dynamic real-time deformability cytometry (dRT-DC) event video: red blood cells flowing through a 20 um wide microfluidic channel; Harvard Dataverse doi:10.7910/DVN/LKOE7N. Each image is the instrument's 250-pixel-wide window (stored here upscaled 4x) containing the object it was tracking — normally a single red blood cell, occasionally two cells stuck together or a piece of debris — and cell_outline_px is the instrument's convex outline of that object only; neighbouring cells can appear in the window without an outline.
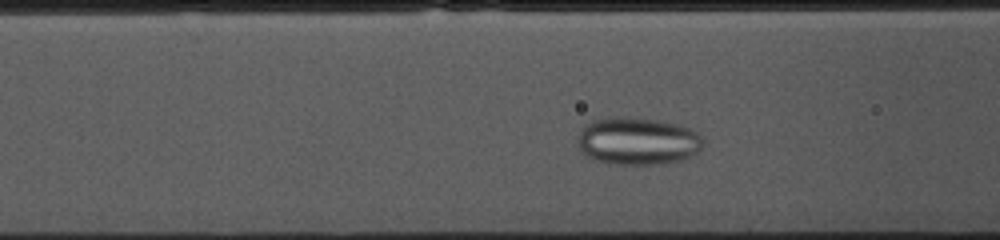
{"species": "common noctule bat (a hibernating species)", "species_latin": "Nyctalus noctula", "temperature_condition": "cold", "stored_images_in_passage": 31, "camera_frame_rate_fps": 3000, "um_per_image_px": 0.085, "animal": {"sex": "female", "body_mass_g": 10.0, "forearm_length_mm": 53.1}, "frame": {"image": 1, "passage_image": 7, "time_ms": 2.0, "image_size_px": [1000, 240], "cell_outline_px": [[688, 132], [680, 152], [676, 156], [660, 160], [612, 160], [596, 156], [588, 152], [584, 148], [584, 132], [588, 128], [596, 124], [612, 120], [628, 120], [660, 124], [676, 128]], "centroid_in_image_um": [53.86, 11.95], "position_along_channel_um": 112.7, "area_um2": 24.85}}
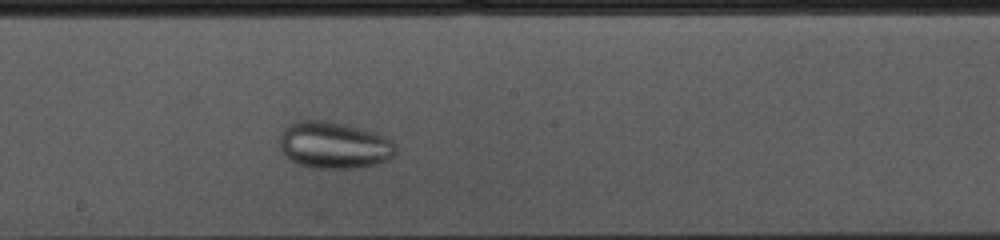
{"frame": {"image": 2, "passage_image": 16, "time_ms": 5.0, "image_size_px": [1000, 240], "cell_outline_px": [[376, 160], [364, 164], [308, 164], [296, 160], [288, 152], [284, 144], [288, 132], [292, 128], [300, 124], [324, 124], [344, 128], [368, 136], [376, 140]], "centroid_in_image_um": [28.01, 12.35], "position_along_channel_um": 220.2, "area_um2": 22.14}}
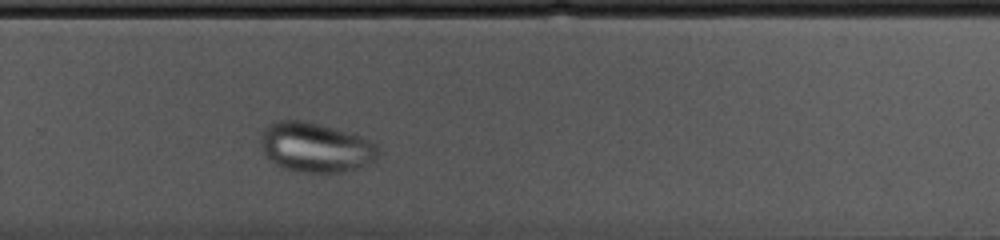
{"frame": {"image": 3, "passage_image": 23, "time_ms": 7.333, "image_size_px": [1000, 240], "cell_outline_px": [[352, 140], [336, 168], [300, 168], [288, 164], [272, 156], [268, 148], [268, 140], [272, 132], [280, 124], [304, 124], [320, 128], [344, 136]], "centroid_in_image_um": [26.14, 12.43], "position_along_channel_um": 303.7, "area_um2": 20.52}}